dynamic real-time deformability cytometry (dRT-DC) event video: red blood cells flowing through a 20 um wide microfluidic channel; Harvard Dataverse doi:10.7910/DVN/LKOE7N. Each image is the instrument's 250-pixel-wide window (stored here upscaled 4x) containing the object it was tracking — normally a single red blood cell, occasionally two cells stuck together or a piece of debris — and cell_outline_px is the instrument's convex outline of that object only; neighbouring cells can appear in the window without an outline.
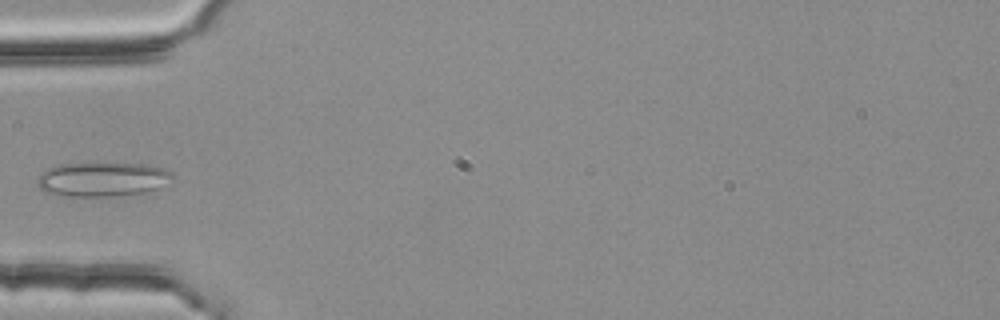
{"species": "common noctule bat (a hibernating species)", "species_latin": "Nyctalus noctula", "temperature_condition": "room temperature", "stored_images_in_passage": 4, "segment_of_instrument_passage": [2, 2], "camera_frame_rate_fps": 3000, "um_per_image_px": 0.085, "animal": {"sex": "female", "body_mass_g": 25.1}, "frame": {"image": 1, "passage_image": 4, "time_ms": 1.0, "image_size_px": [1000, 320], "cell_outline_px": [[172, 176], [156, 188], [148, 192], [108, 196], [56, 196], [44, 192], [36, 184], [36, 180], [48, 168], [60, 164], [144, 164], [164, 168], [172, 172]], "centroid_in_image_um": [8.62, 15.25], "position_along_channel_um": 76.4, "area_um2": 26.59}}